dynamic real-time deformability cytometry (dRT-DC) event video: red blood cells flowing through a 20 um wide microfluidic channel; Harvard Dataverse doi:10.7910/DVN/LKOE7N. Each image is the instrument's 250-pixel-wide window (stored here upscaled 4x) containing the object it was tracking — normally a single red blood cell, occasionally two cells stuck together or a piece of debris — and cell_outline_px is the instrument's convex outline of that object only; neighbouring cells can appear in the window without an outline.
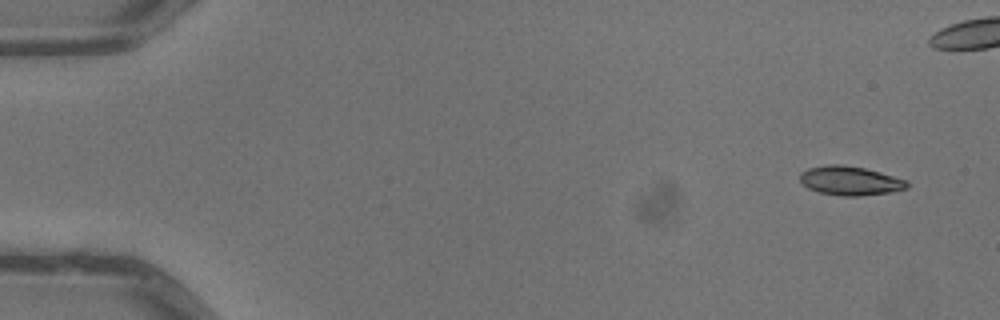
{"species": "common noctule bat (a hibernating species)", "species_latin": "Nyctalus noctula", "temperature_condition": "warm", "stored_images_in_passage": 5, "camera_frame_rate_fps": 3000, "um_per_image_px": 0.085, "animal": {"sex": "male", "body_mass_g": 13.3}, "frame": {"image": 1, "passage_image": 1, "time_ms": 0.0, "image_size_px": [1000, 320], "cell_outline_px": [[908, 188], [888, 192], [860, 196], [840, 196], [820, 192], [808, 188], [800, 180], [800, 172], [808, 168], [828, 164], [840, 164], [864, 168], [880, 172], [908, 180]], "centroid_in_image_um": [72.26, 15.35], "position_along_channel_um": 12.7, "area_um2": 18.09}}